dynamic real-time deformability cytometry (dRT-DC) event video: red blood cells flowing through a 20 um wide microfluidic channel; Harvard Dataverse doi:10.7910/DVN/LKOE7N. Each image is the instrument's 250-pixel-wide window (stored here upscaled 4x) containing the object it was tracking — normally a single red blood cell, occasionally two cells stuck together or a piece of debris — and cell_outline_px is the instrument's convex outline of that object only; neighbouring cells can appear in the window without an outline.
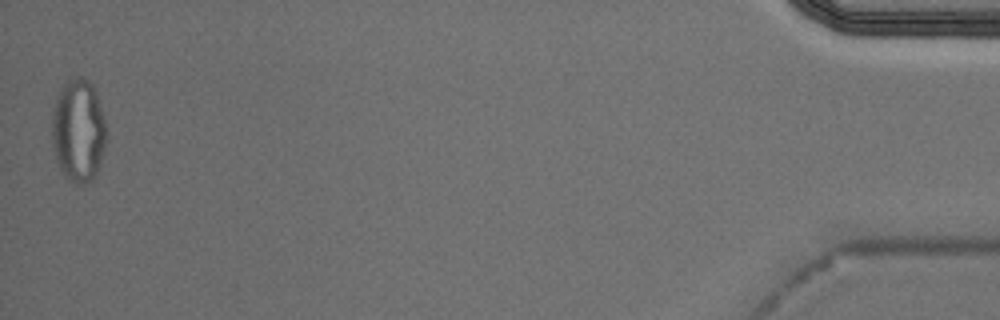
{"species": "Egyptian fruit bat (a non-hibernating species)", "species_latin": "Rousettus aegyptiacus", "temperature_condition": "cold", "stored_images_in_passage": 53, "camera_frame_rate_fps": 3000, "um_per_image_px": 0.085, "animal": {"sex": "male"}, "frame": {"image": 1, "passage_image": 53, "time_ms": 17.333, "image_size_px": [1000, 320], "cell_outline_px": [[108, 140], [96, 176], [92, 180], [84, 184], [76, 184], [68, 180], [60, 168], [52, 144], [52, 112], [56, 100], [64, 84], [68, 80], [84, 76], [92, 84], [96, 92], [104, 120]], "centroid_in_image_um": [6.69, 11.13], "position_along_channel_um": 428.5, "area_um2": 32.77}, "authors_computed_cell_mechanics": {"area_um2": 20.23, "velocity_mm_per_s": 3.735, "shape_relaxation_time_tau1_ms": null, "shape_relaxation_time_tau2_ms": 0.971, "deformation_change_tau1": null, "deformation_change_tau2": 0.0451}}